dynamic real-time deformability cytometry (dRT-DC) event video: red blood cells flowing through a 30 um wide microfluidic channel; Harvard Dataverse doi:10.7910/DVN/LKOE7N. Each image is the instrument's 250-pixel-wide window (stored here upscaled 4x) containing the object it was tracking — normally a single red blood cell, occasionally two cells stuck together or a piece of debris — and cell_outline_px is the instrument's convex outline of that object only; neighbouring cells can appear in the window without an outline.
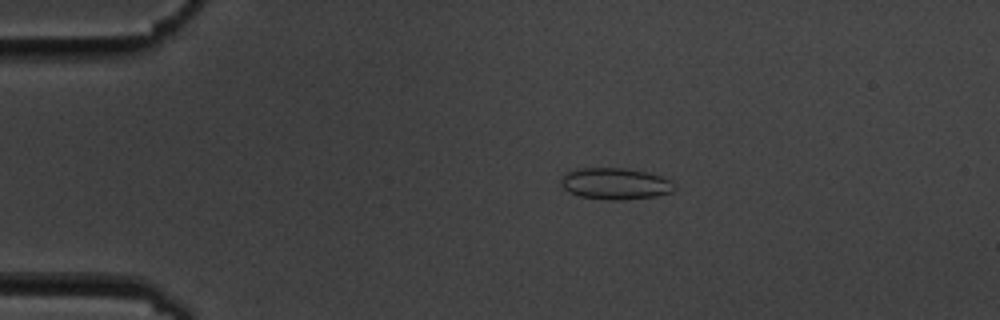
{"species": "common noctule bat (a hibernating species)", "species_latin": "Nyctalus noctula", "temperature_condition": "cold", "stored_images_in_passage": 7, "camera_frame_rate_fps": 3000, "um_per_image_px": 0.085, "animal": {"sex": "male", "body_mass_g": 19.5, "forearm_length_mm": 54.6}, "frame": {"image": 1, "passage_image": 1, "time_ms": 0.0, "image_size_px": [1000, 320], "cell_outline_px": [[676, 188], [672, 192], [656, 196], [624, 200], [608, 200], [580, 196], [568, 192], [560, 184], [560, 180], [564, 172], [580, 168], [624, 168], [644, 172], [660, 176], [672, 180]], "centroid_in_image_um": [52.28, 15.62], "position_along_channel_um": 32.7, "area_um2": 20.98}}
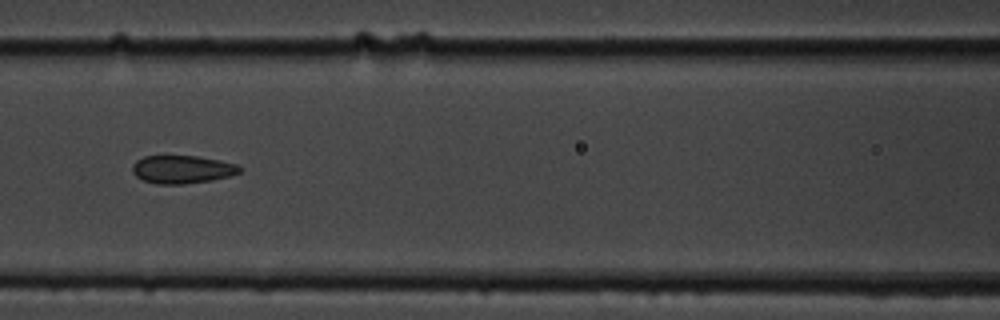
{"frame": {"image": 2, "passage_image": 5, "time_ms": 4.667, "image_size_px": [1000, 320], "cell_outline_px": [[240, 172], [228, 176], [212, 180], [184, 184], [160, 184], [144, 180], [136, 176], [132, 172], [132, 164], [136, 160], [144, 156], [196, 156], [220, 160], [236, 164], [240, 168]], "centroid_in_image_um": [15.46, 14.39], "position_along_channel_um": 151.1, "area_um2": 17.4}}
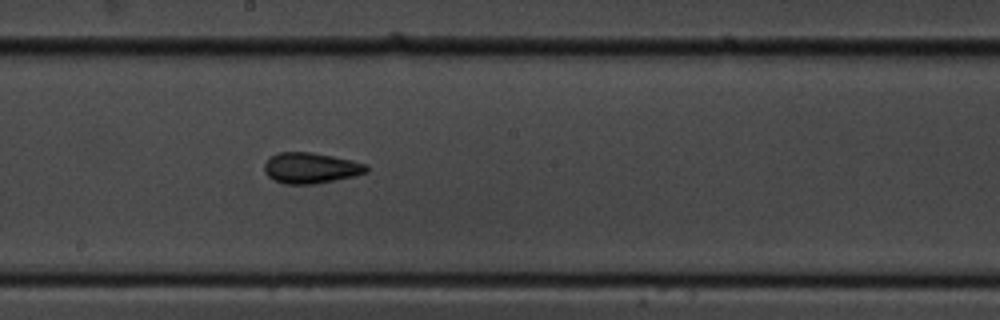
{"frame": {"image": 3, "passage_image": 7, "time_ms": 6.667, "image_size_px": [1000, 320], "cell_outline_px": [[368, 172], [356, 176], [316, 184], [284, 184], [268, 176], [264, 172], [264, 164], [272, 156], [280, 152], [308, 152], [332, 156], [352, 160], [368, 164]], "centroid_in_image_um": [26.45, 14.29], "position_along_channel_um": 221.7, "area_um2": 18.32}}